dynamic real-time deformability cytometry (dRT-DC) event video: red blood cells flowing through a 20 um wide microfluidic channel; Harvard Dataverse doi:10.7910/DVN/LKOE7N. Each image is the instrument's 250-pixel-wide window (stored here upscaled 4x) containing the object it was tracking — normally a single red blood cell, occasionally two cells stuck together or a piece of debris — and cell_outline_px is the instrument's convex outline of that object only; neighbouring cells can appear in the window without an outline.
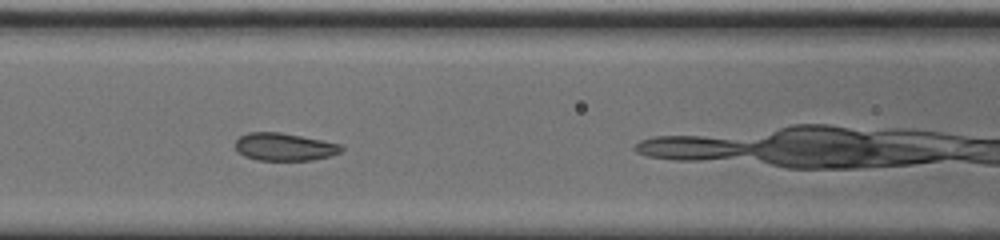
{"species": "common noctule bat (a hibernating species)", "species_latin": "Nyctalus noctula", "temperature_condition": "cold", "stored_images_in_passage": 40, "camera_frame_rate_fps": 3000, "um_per_image_px": 0.085, "animal": {"sex": "male", "body_mass_g": 20.0, "forearm_length_mm": 53.3}, "frame": {"image": 1, "passage_image": 8, "time_ms": 2.333, "image_size_px": [1000, 240], "cell_outline_px": [[344, 148], [340, 152], [328, 156], [312, 160], [256, 160], [244, 156], [236, 148], [236, 140], [240, 136], [248, 132], [280, 132], [340, 144]], "centroid_in_image_um": [24.15, 12.48], "position_along_channel_um": 142.5, "area_um2": 16.88}}
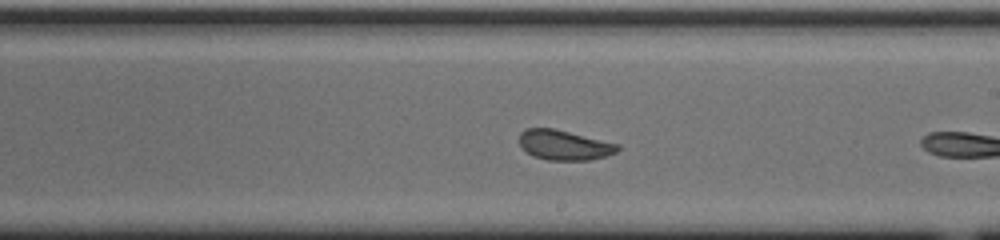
{"frame": {"image": 2, "passage_image": 16, "time_ms": 5.0, "image_size_px": [1000, 240], "cell_outline_px": [[620, 148], [616, 152], [608, 156], [588, 160], [548, 160], [532, 156], [520, 148], [520, 132], [528, 128], [552, 128], [620, 144]], "centroid_in_image_um": [47.95, 12.34], "position_along_channel_um": 241.0, "area_um2": 17.22}}
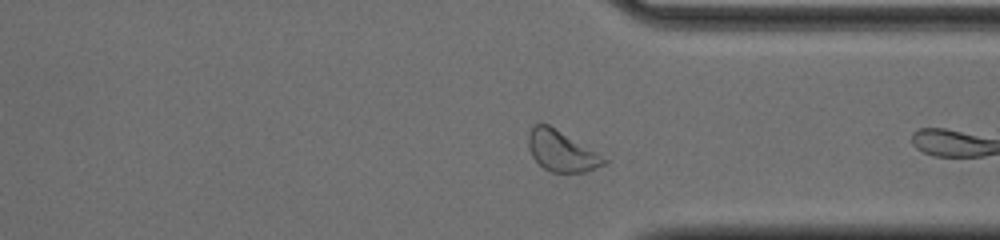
{"frame": {"image": 3, "passage_image": 26, "time_ms": 8.333, "image_size_px": [1000, 240], "cell_outline_px": [[608, 164], [584, 172], [552, 172], [544, 168], [532, 156], [528, 148], [528, 132], [536, 124], [548, 124], [608, 160]], "centroid_in_image_um": [47.71, 12.86], "position_along_channel_um": 363.7, "area_um2": 17.46}, "authors_computed_cell_mechanics": {"area_um2": 17.8891, "velocity_mm_per_s": 3.7085, "shape_relaxation_time_tau1_ms": 3.3654, "shape_relaxation_time_tau2_ms": null, "deformation_change_tau1": 0.0773, "deformation_change_tau2": null}}